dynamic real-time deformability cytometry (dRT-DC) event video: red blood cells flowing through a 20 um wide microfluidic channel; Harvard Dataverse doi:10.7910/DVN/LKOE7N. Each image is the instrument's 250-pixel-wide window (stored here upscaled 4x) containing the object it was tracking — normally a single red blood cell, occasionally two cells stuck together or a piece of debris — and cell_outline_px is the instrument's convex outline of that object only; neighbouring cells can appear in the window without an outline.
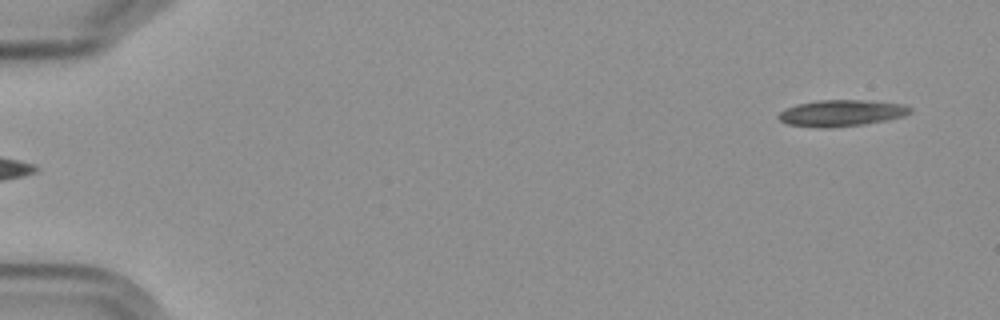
{"species": "Egyptian fruit bat (a non-hibernating species)", "species_latin": "Rousettus aegyptiacus", "temperature_condition": "cold", "stored_images_in_passage": 6, "camera_frame_rate_fps": 3000, "um_per_image_px": 0.085, "frame": {"image": 1, "passage_image": 6, "time_ms": 6.0, "image_size_px": [1000, 320], "cell_outline_px": [[912, 112], [904, 116], [888, 120], [864, 124], [828, 128], [820, 128], [788, 124], [780, 120], [776, 116], [784, 108], [796, 104], [816, 100], [864, 100], [904, 104], [912, 108]], "centroid_in_image_um": [71.51, 9.61], "position_along_channel_um": 13.5, "area_um2": 20.46}}